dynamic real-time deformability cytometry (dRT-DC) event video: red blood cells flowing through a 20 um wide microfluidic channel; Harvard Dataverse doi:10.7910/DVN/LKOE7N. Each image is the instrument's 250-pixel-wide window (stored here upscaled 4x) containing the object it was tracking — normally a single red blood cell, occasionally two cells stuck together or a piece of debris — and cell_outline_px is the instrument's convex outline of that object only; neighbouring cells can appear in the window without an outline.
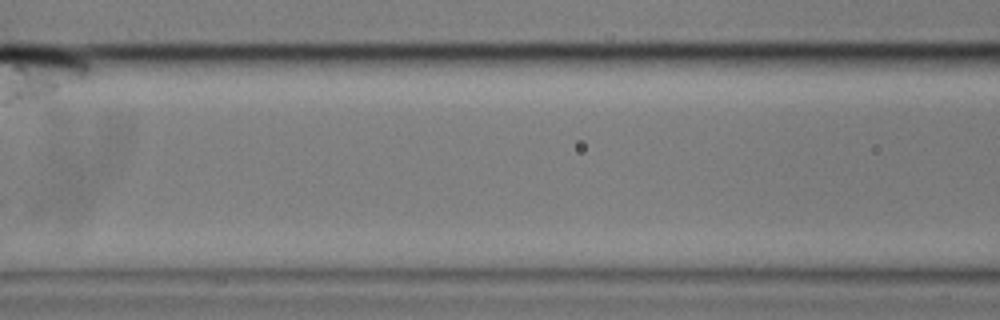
{"species": "common noctule bat (a hibernating species)", "species_latin": "Nyctalus noctula", "temperature_condition": "cold", "stored_images_in_passage": 28, "camera_frame_rate_fps": 3000, "um_per_image_px": 0.085, "animal": {"sex": "male", "body_mass_g": 17.9}, "frame": {"image": 1, "passage_image": 8, "time_ms": 10.0, "image_size_px": [1000, 320], "cell_outline_px": [[88, 180], [84, 204], [80, 224], [68, 224], [36, 216], [32, 212], [40, 204], [68, 180]], "centroid_in_image_um": [5.51, 17.28], "position_along_channel_um": 161.1, "area_um2": 11.33}}